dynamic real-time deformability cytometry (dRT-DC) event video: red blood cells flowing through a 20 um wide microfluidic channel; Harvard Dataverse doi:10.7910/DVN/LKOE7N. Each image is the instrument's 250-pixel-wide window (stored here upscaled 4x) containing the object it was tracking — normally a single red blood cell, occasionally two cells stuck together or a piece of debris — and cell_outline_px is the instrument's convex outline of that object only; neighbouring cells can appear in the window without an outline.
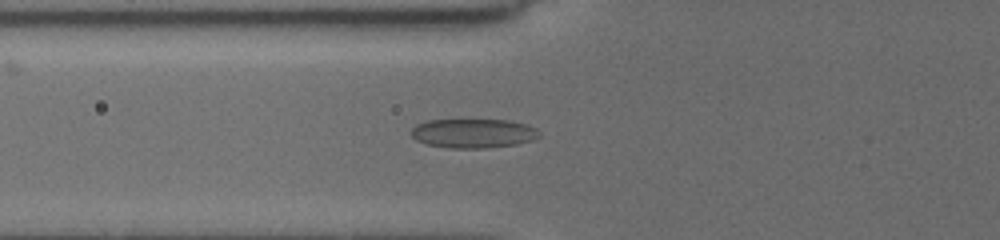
{"species": "common noctule bat (a hibernating species)", "species_latin": "Nyctalus noctula", "temperature_condition": "cold", "stored_images_in_passage": 80, "segment_of_instrument_passage": [1, 2], "camera_frame_rate_fps": 3000, "um_per_image_px": 0.085, "animal": {"sex": "female", "body_mass_g": 19.5, "forearm_length_mm": 54.1}, "frame": {"image": 1, "passage_image": 5, "time_ms": 0.667, "image_size_px": [1000, 240], "cell_outline_px": [[540, 136], [516, 144], [480, 148], [452, 148], [428, 144], [416, 140], [412, 136], [412, 128], [416, 124], [428, 120], [512, 120], [528, 124], [536, 128], [540, 132]], "centroid_in_image_um": [40.24, 11.31], "position_along_channel_um": 85.6, "area_um2": 21.62}}
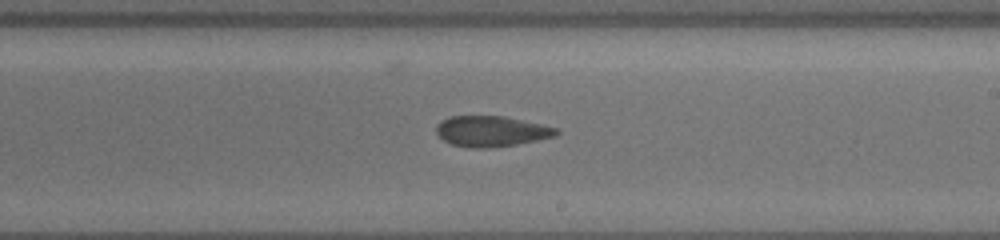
{"frame": {"image": 2, "passage_image": 41, "time_ms": 5.0, "image_size_px": [1000, 240], "cell_outline_px": [[560, 132], [552, 136], [536, 140], [516, 144], [492, 148], [468, 148], [452, 144], [444, 140], [436, 132], [436, 124], [440, 120], [448, 116], [504, 116], [540, 124], [556, 128]], "centroid_in_image_um": [41.7, 11.15], "position_along_channel_um": 247.3, "area_um2": 21.33}}
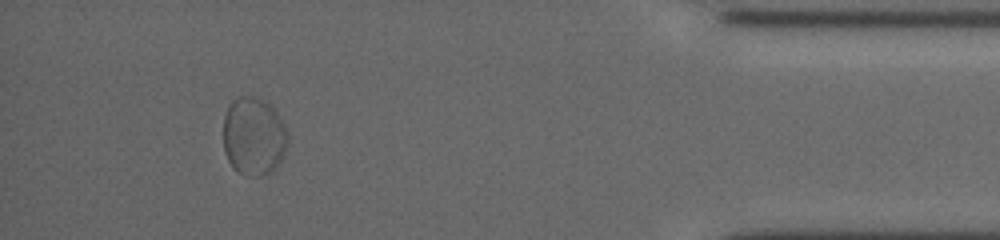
{"frame": {"image": 3, "passage_image": 75, "time_ms": 10.667, "image_size_px": [1000, 240], "cell_outline_px": [[288, 140], [284, 152], [276, 168], [272, 172], [260, 176], [244, 176], [228, 160], [224, 152], [224, 116], [232, 100], [240, 96], [252, 96], [264, 100], [272, 104], [276, 108], [284, 128]], "centroid_in_image_um": [21.56, 11.57], "position_along_channel_um": 413.6, "area_um2": 29.36}}